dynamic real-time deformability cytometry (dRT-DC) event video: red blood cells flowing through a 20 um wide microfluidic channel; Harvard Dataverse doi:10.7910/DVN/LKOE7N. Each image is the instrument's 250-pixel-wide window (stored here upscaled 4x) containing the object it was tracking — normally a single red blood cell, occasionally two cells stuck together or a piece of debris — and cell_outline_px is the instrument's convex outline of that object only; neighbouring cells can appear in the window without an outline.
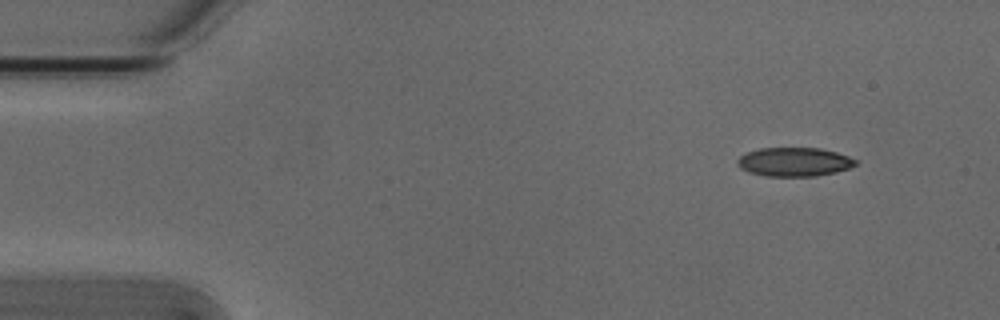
{"species": "Egyptian fruit bat (a non-hibernating species)", "species_latin": "Rousettus aegyptiacus", "temperature_condition": "cold", "stored_images_in_passage": 6, "camera_frame_rate_fps": 3000, "um_per_image_px": 0.085, "animal": {"sex": "male"}, "frame": {"image": 1, "passage_image": 1, "time_ms": 0.0, "image_size_px": [1000, 320], "cell_outline_px": [[860, 160], [856, 164], [848, 168], [836, 172], [816, 176], [764, 176], [748, 172], [740, 168], [736, 164], [736, 160], [740, 156], [748, 152], [760, 148], [820, 148], [836, 152]], "centroid_in_image_um": [67.5, 13.76], "position_along_channel_um": 17.5, "area_um2": 20.0}}
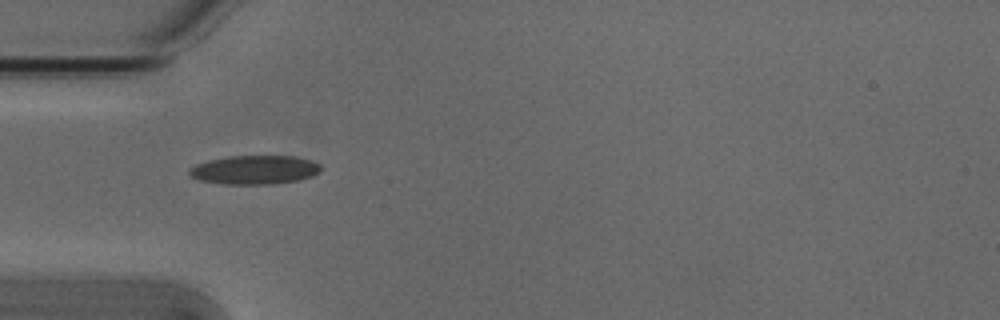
{"frame": {"image": 2, "passage_image": 4, "time_ms": 1.0, "image_size_px": [1000, 320], "cell_outline_px": [[320, 172], [312, 176], [300, 180], [272, 184], [224, 184], [200, 180], [192, 176], [188, 172], [188, 168], [196, 164], [208, 160], [232, 156], [296, 156], [320, 164]], "centroid_in_image_um": [21.64, 14.44], "position_along_channel_um": 63.4, "area_um2": 22.08}}
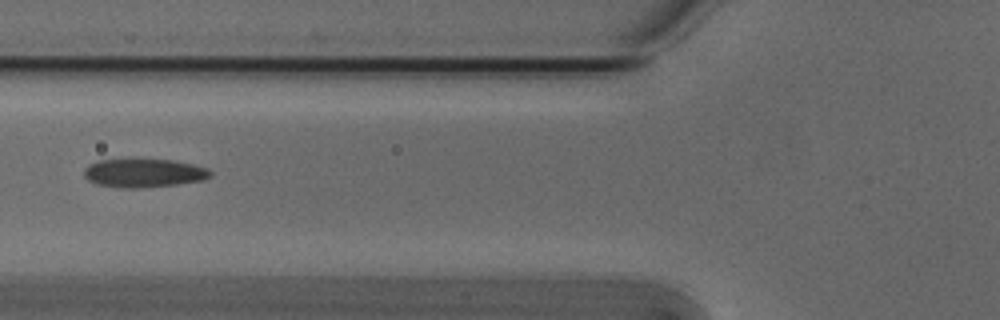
{"frame": {"image": 3, "passage_image": 5, "time_ms": 1.333, "image_size_px": [1000, 320], "cell_outline_px": [[212, 176], [204, 180], [176, 184], [136, 188], [116, 188], [96, 184], [88, 180], [84, 176], [84, 168], [88, 164], [100, 160], [172, 160], [192, 164], [208, 168], [212, 172]], "centroid_in_image_um": [12.21, 14.72], "position_along_channel_um": 113.6, "area_um2": 20.98}}